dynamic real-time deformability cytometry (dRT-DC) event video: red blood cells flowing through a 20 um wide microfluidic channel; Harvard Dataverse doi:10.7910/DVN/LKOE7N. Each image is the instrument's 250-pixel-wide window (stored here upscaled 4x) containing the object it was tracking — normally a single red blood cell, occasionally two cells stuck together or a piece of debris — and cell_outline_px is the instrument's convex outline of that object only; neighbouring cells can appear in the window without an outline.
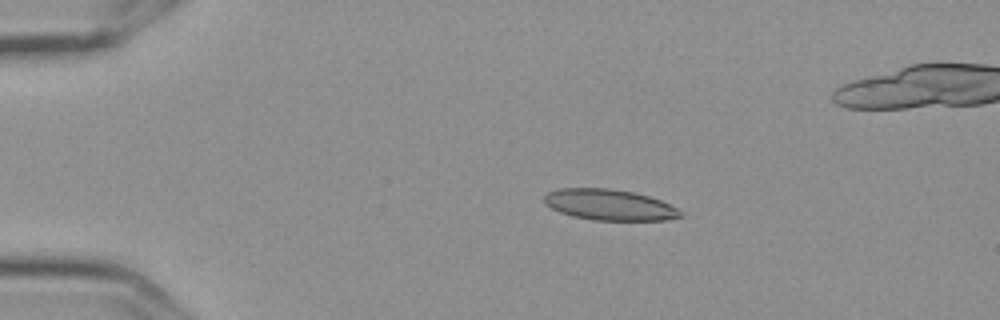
{"species": "Egyptian fruit bat (a non-hibernating species)", "species_latin": "Rousettus aegyptiacus", "temperature_condition": "cold", "stored_images_in_passage": 6, "camera_frame_rate_fps": 3000, "um_per_image_px": 0.085, "frame": {"image": 1, "passage_image": 4, "time_ms": 1.0, "image_size_px": [1000, 320], "cell_outline_px": [[684, 216], [664, 220], [592, 220], [572, 216], [560, 212], [544, 204], [544, 196], [548, 192], [560, 188], [612, 188], [632, 192], [648, 196], [660, 200], [684, 212]], "centroid_in_image_um": [51.79, 17.41], "position_along_channel_um": 33.2, "area_um2": 24.57}}